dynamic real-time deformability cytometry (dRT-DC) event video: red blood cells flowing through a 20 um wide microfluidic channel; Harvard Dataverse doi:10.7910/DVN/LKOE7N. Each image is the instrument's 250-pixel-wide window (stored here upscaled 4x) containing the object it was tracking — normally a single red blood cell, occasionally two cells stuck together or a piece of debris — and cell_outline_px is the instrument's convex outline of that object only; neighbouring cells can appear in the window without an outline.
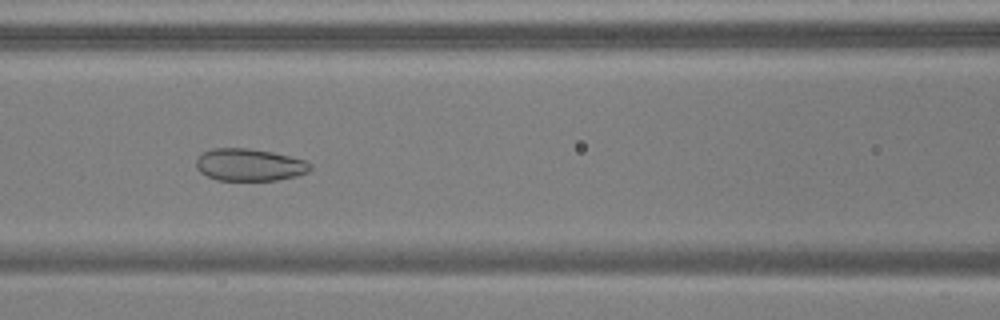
{"species": "common noctule bat (a hibernating species)", "species_latin": "Nyctalus noctula", "temperature_condition": "warm", "stored_images_in_passage": 55, "camera_frame_rate_fps": 3000, "um_per_image_px": 0.085, "animal": {"sex": "male", "body_mass_g": 17.9, "forearm_length_mm": 54.2}, "frame": {"image": 1, "passage_image": 25, "time_ms": 8.0, "image_size_px": [1000, 320], "cell_outline_px": [[312, 168], [308, 172], [296, 176], [276, 180], [216, 180], [200, 172], [196, 168], [196, 160], [204, 152], [212, 148], [248, 148], [272, 152], [304, 160], [312, 164]], "centroid_in_image_um": [21.2, 14.01], "position_along_channel_um": 145.4, "area_um2": 21.39}}
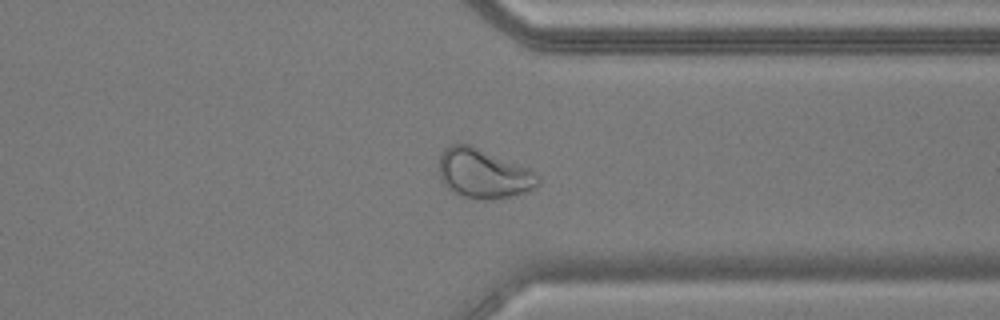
{"frame": {"image": 2, "passage_image": 43, "time_ms": 14.0, "image_size_px": [1000, 320], "cell_outline_px": [[540, 184], [528, 192], [492, 200], [472, 200], [460, 196], [448, 188], [440, 180], [440, 156], [444, 148], [448, 144], [472, 144], [528, 168], [536, 172], [540, 176]], "centroid_in_image_um": [41.11, 14.76], "position_along_channel_um": 370.3, "area_um2": 29.07}}
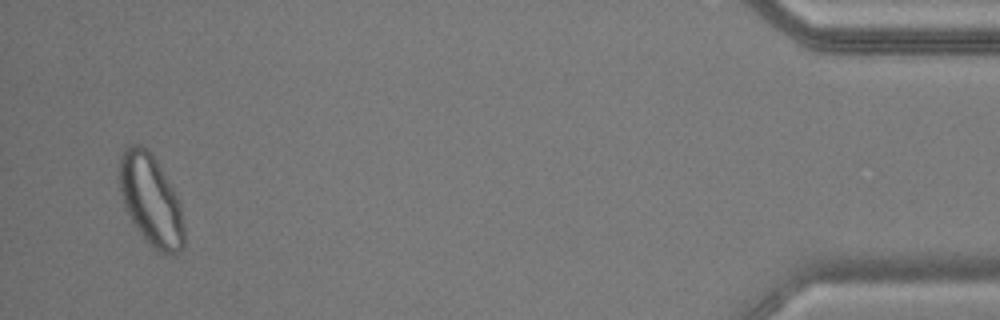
{"frame": {"image": 3, "passage_image": 53, "time_ms": 17.333, "image_size_px": [1000, 320], "cell_outline_px": [[184, 248], [180, 252], [168, 256], [164, 256], [152, 248], [144, 240], [136, 228], [124, 204], [120, 192], [120, 156], [124, 148], [132, 144], [140, 144], [156, 160], [180, 200], [184, 228]], "centroid_in_image_um": [12.85, 17.09], "position_along_channel_um": 422.3, "area_um2": 34.45}}